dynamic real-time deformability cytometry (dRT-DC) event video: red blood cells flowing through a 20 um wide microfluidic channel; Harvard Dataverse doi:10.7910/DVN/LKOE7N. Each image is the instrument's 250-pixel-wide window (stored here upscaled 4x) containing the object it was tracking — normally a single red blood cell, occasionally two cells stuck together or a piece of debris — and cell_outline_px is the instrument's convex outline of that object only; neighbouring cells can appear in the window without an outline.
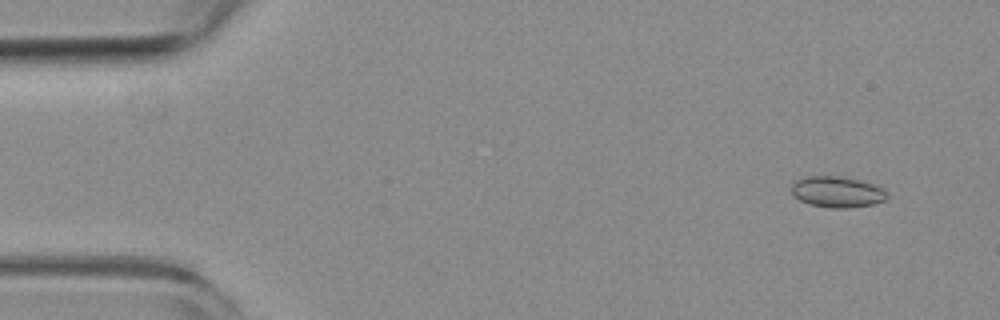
{"species": "common noctule bat (a hibernating species)", "species_latin": "Nyctalus noctula", "temperature_condition": "room temperature", "stored_images_in_passage": 52, "camera_frame_rate_fps": 3000, "um_per_image_px": 0.085, "animal": {"sex": "female", "body_mass_g": 19.3, "forearm_length_mm": 54.1}, "frame": {"image": 1, "passage_image": 3, "time_ms": 0.667, "image_size_px": [1000, 320], "cell_outline_px": [[888, 196], [884, 200], [872, 204], [848, 208], [828, 208], [808, 204], [800, 200], [792, 192], [792, 184], [796, 180], [804, 176], [840, 176], [860, 180], [884, 188], [888, 192]], "centroid_in_image_um": [71.17, 16.31], "position_along_channel_um": 13.8, "area_um2": 17.34}}
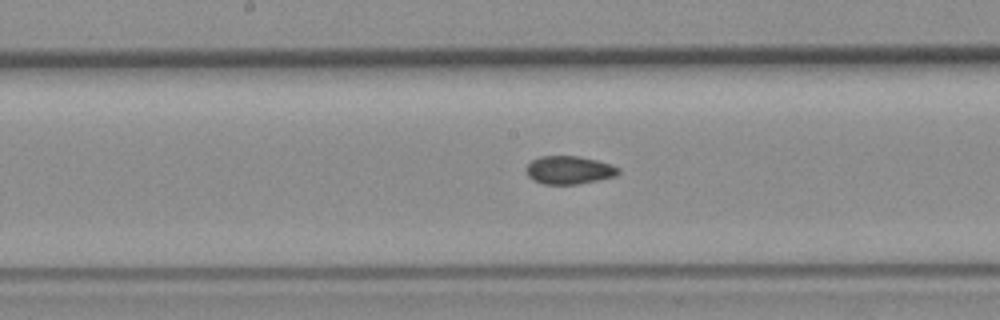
{"frame": {"image": 2, "passage_image": 26, "time_ms": 8.333, "image_size_px": [1000, 320], "cell_outline_px": [[620, 172], [616, 176], [576, 184], [544, 184], [532, 180], [528, 176], [528, 164], [532, 160], [540, 156], [580, 156], [612, 164], [620, 168]], "centroid_in_image_um": [48.4, 14.45], "position_along_channel_um": 199.8, "area_um2": 15.03}}
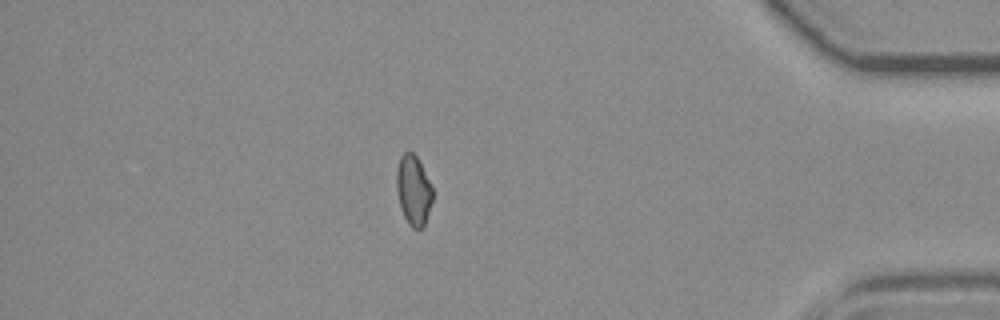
{"frame": {"image": 3, "passage_image": 45, "time_ms": 14.667, "image_size_px": [1000, 320], "cell_outline_px": [[432, 200], [424, 228], [412, 228], [408, 224], [400, 208], [396, 188], [396, 172], [400, 156], [404, 152], [412, 152], [416, 156], [432, 188]], "centroid_in_image_um": [35.12, 16.2], "position_along_channel_um": 400.1, "area_um2": 14.57}, "authors_computed_cell_mechanics": {"area_um2": 15.2592, "velocity_mm_per_s": 3.8305, "shape_relaxation_time_tau1_ms": 2.9186, "shape_relaxation_time_tau2_ms": 2.1331, "deformation_change_tau1": 0.0807, "deformation_change_tau2": 0.0647}}